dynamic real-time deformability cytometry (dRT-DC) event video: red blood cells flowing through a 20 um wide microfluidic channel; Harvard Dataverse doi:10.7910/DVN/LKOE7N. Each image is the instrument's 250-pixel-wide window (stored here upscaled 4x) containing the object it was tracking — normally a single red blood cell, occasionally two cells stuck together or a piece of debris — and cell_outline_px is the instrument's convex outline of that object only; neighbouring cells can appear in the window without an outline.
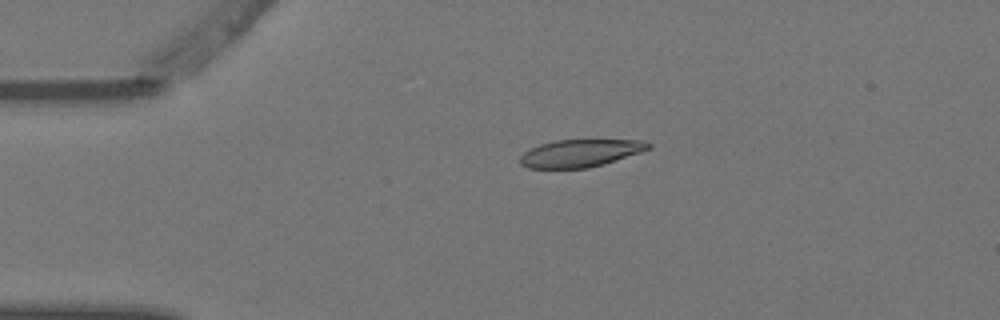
{"species": "Egyptian fruit bat (a non-hibernating species)", "species_latin": "Rousettus aegyptiacus", "temperature_condition": "warm", "stored_images_in_passage": 5, "camera_frame_rate_fps": 3000, "um_per_image_px": 0.085, "animal": {"sex": "female"}, "frame": {"image": 1, "passage_image": 5, "time_ms": 1.333, "image_size_px": [1000, 320], "cell_outline_px": [[652, 148], [604, 164], [588, 168], [528, 168], [520, 164], [520, 156], [524, 152], [540, 144], [556, 140], [644, 140], [652, 144]], "centroid_in_image_um": [49.34, 13.02], "position_along_channel_um": 35.7, "area_um2": 20.52}}